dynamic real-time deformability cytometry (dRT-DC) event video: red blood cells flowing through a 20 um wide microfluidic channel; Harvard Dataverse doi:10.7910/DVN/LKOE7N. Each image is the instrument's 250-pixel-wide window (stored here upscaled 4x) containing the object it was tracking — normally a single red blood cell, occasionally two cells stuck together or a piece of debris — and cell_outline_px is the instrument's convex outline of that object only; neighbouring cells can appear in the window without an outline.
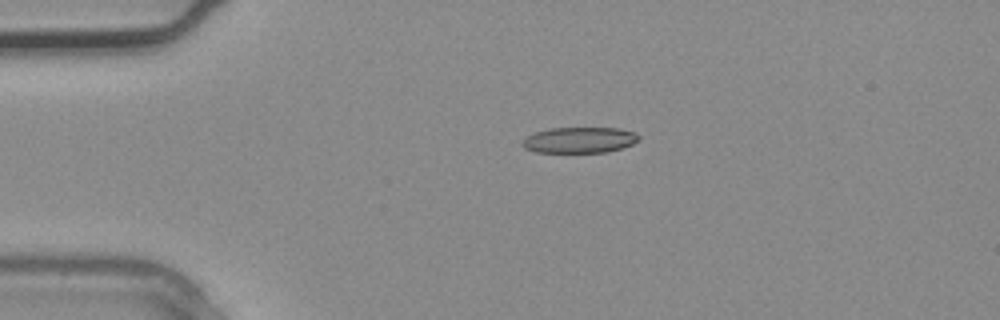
{"species": "common noctule bat (a hibernating species)", "species_latin": "Nyctalus noctula", "temperature_condition": "warm", "stored_images_in_passage": 3, "camera_frame_rate_fps": 3000, "um_per_image_px": 0.085, "animal": {"sex": "male", "body_mass_g": 20.4}, "frame": {"image": 1, "passage_image": 2, "time_ms": 0.333, "image_size_px": [1000, 320], "cell_outline_px": [[640, 136], [632, 144], [608, 152], [536, 152], [524, 148], [520, 144], [520, 140], [536, 132], [548, 128], [620, 128], [636, 132]], "centroid_in_image_um": [49.22, 11.9], "position_along_channel_um": 35.8, "area_um2": 17.57}}